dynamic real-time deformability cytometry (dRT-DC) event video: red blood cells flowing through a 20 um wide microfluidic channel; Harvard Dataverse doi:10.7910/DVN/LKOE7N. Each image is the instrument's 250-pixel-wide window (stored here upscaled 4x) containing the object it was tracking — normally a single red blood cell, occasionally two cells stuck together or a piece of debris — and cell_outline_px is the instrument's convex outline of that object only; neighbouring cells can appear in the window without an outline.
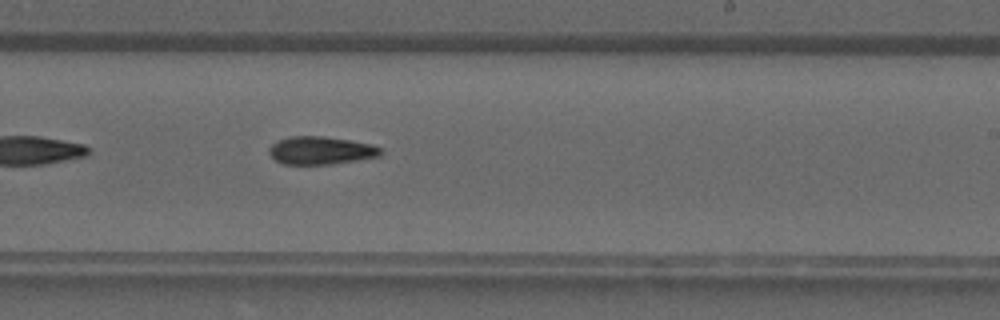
{"species": "common noctule bat (a hibernating species)", "species_latin": "Nyctalus noctula", "temperature_condition": "warm", "stored_images_in_passage": 25, "camera_frame_rate_fps": 3000, "um_per_image_px": 0.085, "animal": {"sex": "male", "forearm_length_mm": 52.5}, "frame": {"image": 1, "passage_image": 11, "time_ms": 3.333, "image_size_px": [1000, 320], "cell_outline_px": [[384, 152], [380, 156], [332, 164], [284, 164], [276, 160], [268, 152], [268, 148], [276, 140], [292, 136], [324, 136], [372, 144], [380, 148]], "centroid_in_image_um": [27.26, 12.78], "position_along_channel_um": 261.7, "area_um2": 18.15}}
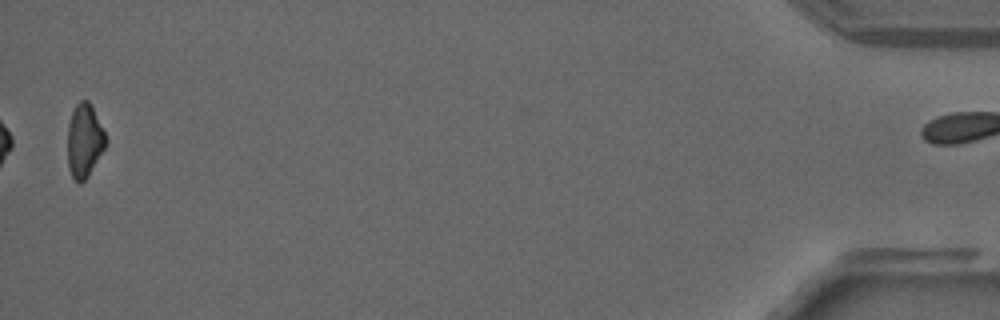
{"frame": {"image": 2, "passage_image": 25, "time_ms": 8.0, "image_size_px": [1000, 320], "cell_outline_px": [[108, 144], [88, 176], [80, 184], [72, 176], [68, 168], [68, 124], [72, 112], [76, 104], [80, 100], [88, 100], [108, 140]], "centroid_in_image_um": [7.18, 11.98], "position_along_channel_um": 428.0, "area_um2": 16.3}}